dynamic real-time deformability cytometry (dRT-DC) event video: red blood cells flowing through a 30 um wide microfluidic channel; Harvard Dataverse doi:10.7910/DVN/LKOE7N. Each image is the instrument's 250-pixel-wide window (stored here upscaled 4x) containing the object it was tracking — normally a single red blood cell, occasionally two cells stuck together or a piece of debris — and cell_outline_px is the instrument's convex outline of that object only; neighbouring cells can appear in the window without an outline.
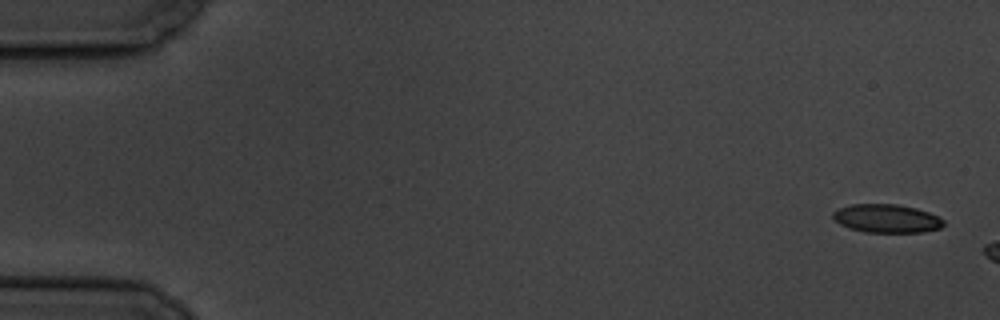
{"species": "common noctule bat (a hibernating species)", "species_latin": "Nyctalus noctula", "temperature_condition": "cold", "stored_images_in_passage": 3, "camera_frame_rate_fps": 3000, "um_per_image_px": 0.085, "animal": {"sex": "male", "body_mass_g": 19.5, "forearm_length_mm": 54.6}, "frame": {"image": 1, "passage_image": 1, "time_ms": 0.0, "image_size_px": [1000, 320], "cell_outline_px": [[944, 224], [940, 228], [924, 232], [864, 232], [848, 228], [840, 224], [832, 216], [832, 212], [840, 208], [852, 204], [896, 204], [916, 208], [940, 216], [944, 220]], "centroid_in_image_um": [75.38, 18.57], "position_along_channel_um": 9.6, "area_um2": 18.38}}